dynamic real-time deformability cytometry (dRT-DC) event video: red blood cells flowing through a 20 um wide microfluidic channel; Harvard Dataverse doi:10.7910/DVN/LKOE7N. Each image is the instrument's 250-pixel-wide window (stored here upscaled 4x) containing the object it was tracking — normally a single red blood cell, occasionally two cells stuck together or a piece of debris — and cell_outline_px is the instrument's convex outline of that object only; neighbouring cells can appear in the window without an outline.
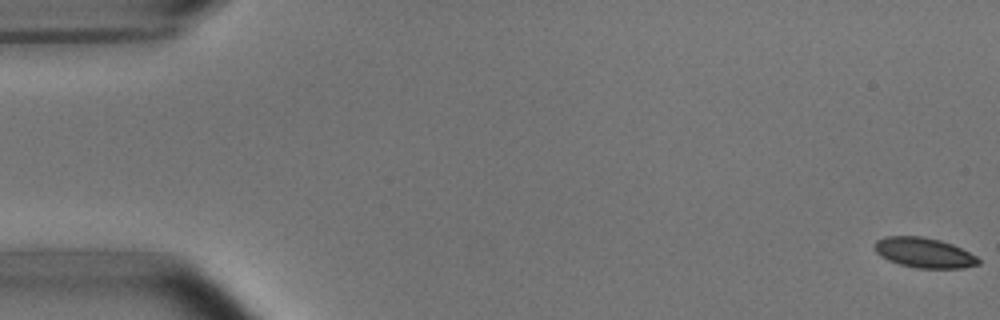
{"species": "common noctule bat (a hibernating species)", "species_latin": "Nyctalus noctula", "temperature_condition": "room temperature", "stored_images_in_passage": 7, "camera_frame_rate_fps": 3000, "um_per_image_px": 0.085, "animal": {"sex": "male", "body_mass_g": 15.6}, "frame": {"image": 1, "passage_image": 1, "time_ms": 0.0, "image_size_px": [1000, 320], "cell_outline_px": [[980, 264], [964, 268], [916, 268], [900, 264], [888, 260], [880, 256], [876, 252], [876, 240], [884, 236], [924, 236], [940, 240], [952, 244], [976, 256], [980, 260]], "centroid_in_image_um": [78.55, 21.48], "position_along_channel_um": 6.5, "area_um2": 18.15}}
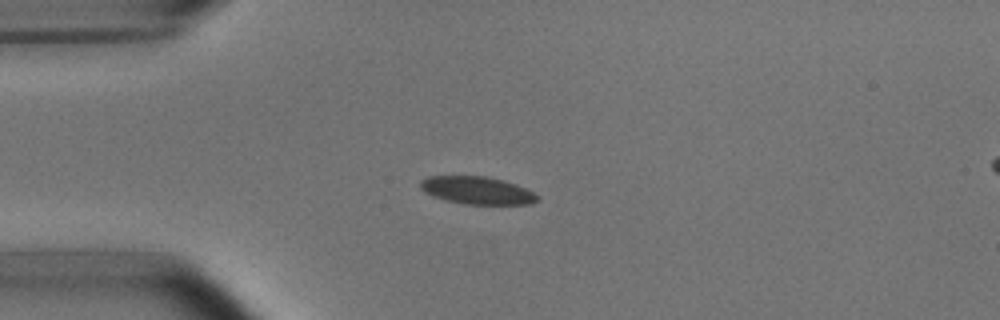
{"frame": {"image": 2, "passage_image": 4, "time_ms": 1.0, "image_size_px": [1000, 320], "cell_outline_px": [[540, 200], [532, 204], [464, 204], [432, 196], [424, 192], [420, 188], [420, 180], [428, 176], [484, 176], [504, 180], [516, 184], [540, 196]], "centroid_in_image_um": [40.56, 16.18], "position_along_channel_um": 44.4, "area_um2": 18.9}}
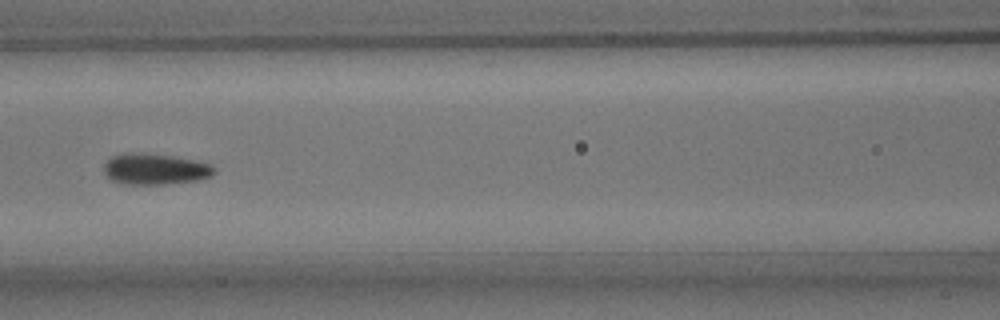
{"frame": {"image": 3, "passage_image": 7, "time_ms": 2.0, "image_size_px": [1000, 320], "cell_outline_px": [[216, 172], [212, 176], [196, 180], [164, 184], [120, 184], [112, 180], [104, 172], [104, 164], [112, 156], [132, 152], [172, 156], [212, 164], [216, 168]], "centroid_in_image_um": [13.19, 14.38], "position_along_channel_um": 153.4, "area_um2": 19.83}}